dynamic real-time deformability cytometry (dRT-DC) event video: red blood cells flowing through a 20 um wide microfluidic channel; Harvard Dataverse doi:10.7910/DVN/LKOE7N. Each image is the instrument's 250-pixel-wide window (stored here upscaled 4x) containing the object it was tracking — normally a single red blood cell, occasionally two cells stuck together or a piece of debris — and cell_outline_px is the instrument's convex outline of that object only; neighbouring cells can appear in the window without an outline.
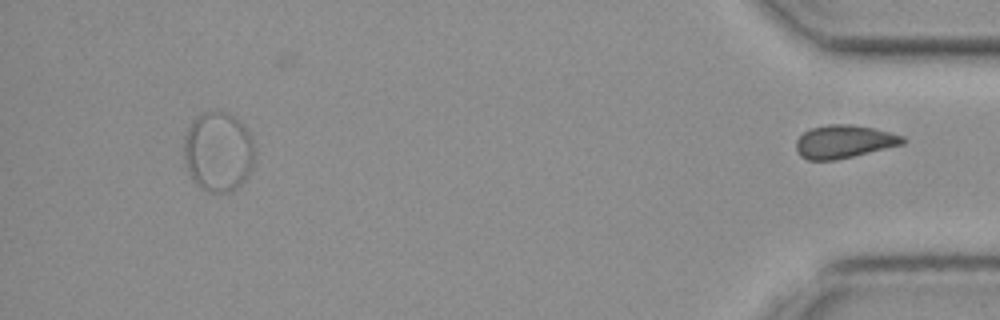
{"species": "common noctule bat (a hibernating species)", "species_latin": "Nyctalus noctula", "temperature_condition": "cold", "stored_images_in_passage": 43, "segment_of_instrument_passage": [2, 2], "camera_frame_rate_fps": 3000, "um_per_image_px": 0.085, "animal": {"sex": "female", "body_mass_g": 19.3, "forearm_length_mm": 54.1}, "frame": {"image": 1, "passage_image": 43, "time_ms": 14.0, "image_size_px": [1000, 320], "cell_outline_px": [[904, 144], [836, 160], [808, 160], [800, 156], [796, 148], [796, 140], [804, 132], [812, 128], [828, 124], [852, 124], [872, 128], [904, 136]], "centroid_in_image_um": [71.72, 12.04], "position_along_channel_um": 363.5, "area_um2": 20.4}}